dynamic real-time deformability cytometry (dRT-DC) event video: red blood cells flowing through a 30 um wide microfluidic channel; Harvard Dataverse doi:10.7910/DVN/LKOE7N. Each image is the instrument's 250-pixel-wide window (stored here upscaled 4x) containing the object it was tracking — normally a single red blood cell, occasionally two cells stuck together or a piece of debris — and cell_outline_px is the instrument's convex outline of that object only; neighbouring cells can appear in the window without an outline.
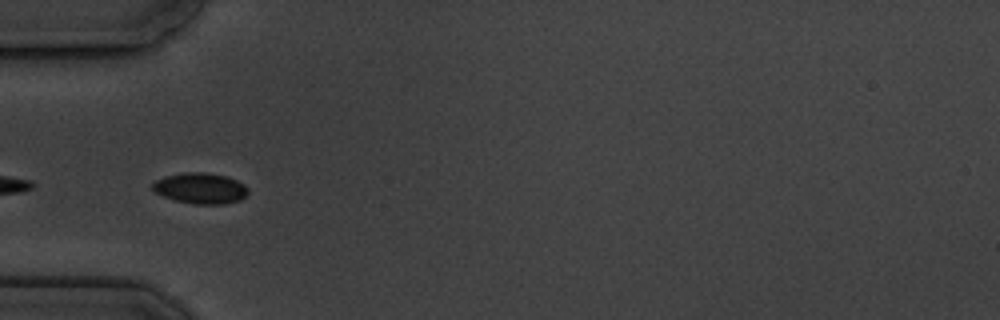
{"species": "common noctule bat (a hibernating species)", "species_latin": "Nyctalus noctula", "temperature_condition": "cold", "stored_images_in_passage": 6, "camera_frame_rate_fps": 3000, "um_per_image_px": 0.085, "animal": {"sex": "male", "body_mass_g": 19.5, "forearm_length_mm": 54.6}, "frame": {"image": 1, "passage_image": 5, "time_ms": 4.667, "image_size_px": [1000, 320], "cell_outline_px": [[248, 192], [240, 200], [224, 204], [196, 204], [176, 200], [164, 196], [156, 192], [152, 188], [152, 184], [156, 180], [164, 176], [184, 172], [204, 172], [228, 176], [244, 184], [248, 188]], "centroid_in_image_um": [17.05, 15.99], "position_along_channel_um": 68.0, "area_um2": 17.11}}